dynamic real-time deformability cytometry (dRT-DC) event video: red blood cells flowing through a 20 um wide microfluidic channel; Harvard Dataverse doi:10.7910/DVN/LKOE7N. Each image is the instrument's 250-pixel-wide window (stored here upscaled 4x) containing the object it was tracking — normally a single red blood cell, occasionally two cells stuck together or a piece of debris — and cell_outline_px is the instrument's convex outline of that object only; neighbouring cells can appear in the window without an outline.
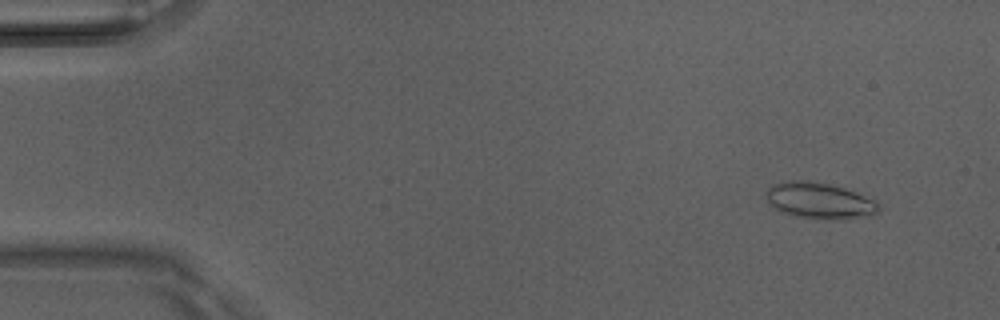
{"species": "Egyptian fruit bat (a non-hibernating species)", "species_latin": "Rousettus aegyptiacus", "temperature_condition": "room temperature", "stored_images_in_passage": 46, "camera_frame_rate_fps": 3000, "um_per_image_px": 0.085, "animal": {"sex": "male"}, "frame": {"image": 1, "passage_image": 1, "time_ms": 0.0, "image_size_px": [1000, 320], "cell_outline_px": [[880, 212], [872, 216], [844, 220], [824, 220], [800, 216], [784, 212], [776, 208], [768, 200], [768, 188], [776, 184], [796, 180], [804, 180], [832, 184], [844, 188], [876, 200], [880, 204]], "centroid_in_image_um": [69.8, 17.08], "position_along_channel_um": 15.2, "area_um2": 23.64}}
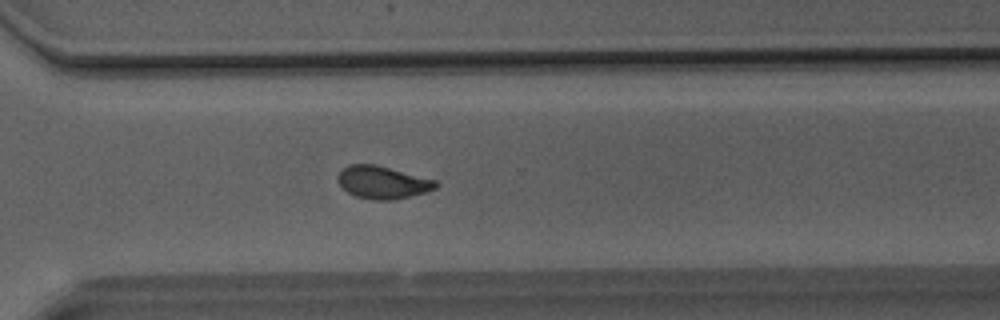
{"frame": {"image": 2, "passage_image": 33, "time_ms": 10.667, "image_size_px": [1000, 320], "cell_outline_px": [[440, 184], [436, 188], [428, 192], [392, 200], [372, 200], [356, 196], [348, 192], [336, 180], [336, 176], [348, 164], [376, 164], [436, 180]], "centroid_in_image_um": [32.54, 15.5], "position_along_channel_um": 338.1, "area_um2": 18.73}}
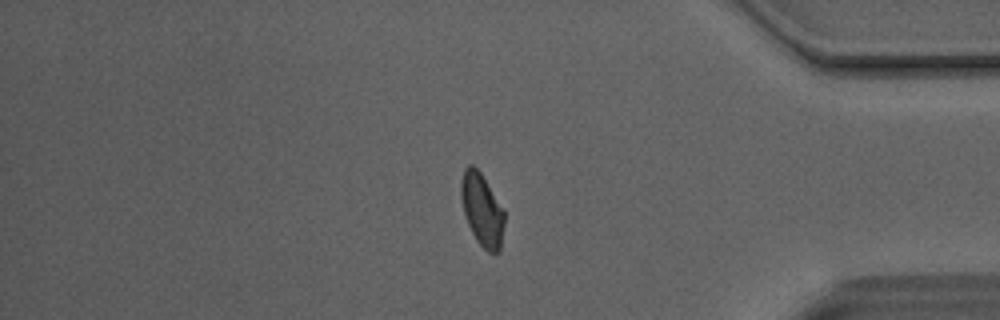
{"frame": {"image": 3, "passage_image": 39, "time_ms": 12.667, "image_size_px": [1000, 320], "cell_outline_px": [[504, 224], [500, 248], [496, 252], [488, 252], [476, 240], [468, 224], [464, 212], [460, 196], [460, 180], [464, 168], [468, 164], [472, 164], [480, 172], [504, 208]], "centroid_in_image_um": [40.96, 17.78], "position_along_channel_um": 394.2, "area_um2": 18.32}, "authors_computed_cell_mechanics": {"area_um2": 18.785, "velocity_mm_per_s": 4.1251, "shape_relaxation_time_tau1_ms": 7.0554, "shape_relaxation_time_tau2_ms": 2.212, "deformation_change_tau1": 0.1635, "deformation_change_tau2": 0.0611}}